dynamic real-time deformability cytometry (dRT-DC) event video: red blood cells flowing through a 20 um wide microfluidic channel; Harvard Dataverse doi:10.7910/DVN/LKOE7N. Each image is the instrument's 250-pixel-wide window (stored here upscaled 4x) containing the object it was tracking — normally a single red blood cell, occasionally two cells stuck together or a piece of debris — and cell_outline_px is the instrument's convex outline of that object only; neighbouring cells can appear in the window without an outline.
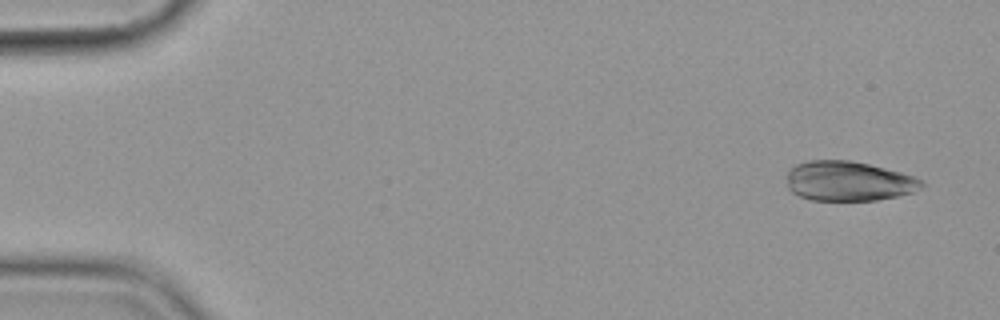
{"species": "common noctule bat (a hibernating species)", "species_latin": "Nyctalus noctula", "temperature_condition": "cold", "stored_images_in_passage": 5, "camera_frame_rate_fps": 3000, "um_per_image_px": 0.085, "animal": {"sex": "female", "body_mass_g": 19.9}, "frame": {"image": 1, "passage_image": 1, "time_ms": 0.0, "image_size_px": [1000, 320], "cell_outline_px": [[924, 184], [920, 188], [912, 192], [896, 196], [876, 200], [808, 200], [792, 192], [788, 188], [788, 172], [796, 164], [808, 160], [852, 160], [900, 172], [912, 176], [920, 180]], "centroid_in_image_um": [72.09, 15.39], "position_along_channel_um": 12.9, "area_um2": 30.98}}
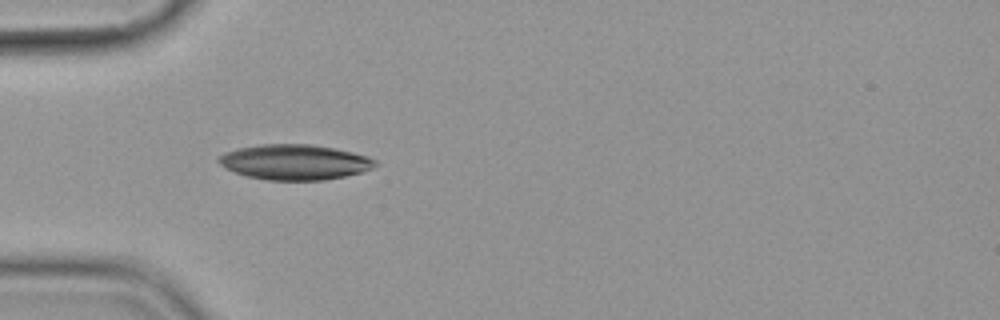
{"frame": {"image": 2, "passage_image": 4, "time_ms": 4.667, "image_size_px": [1000, 320], "cell_outline_px": [[376, 164], [372, 168], [360, 172], [344, 176], [324, 180], [268, 180], [248, 176], [224, 168], [216, 160], [216, 156], [224, 152], [236, 148], [260, 144], [312, 144], [336, 148], [368, 156], [376, 160]], "centroid_in_image_um": [25.0, 13.76], "position_along_channel_um": 60.0, "area_um2": 32.31}}
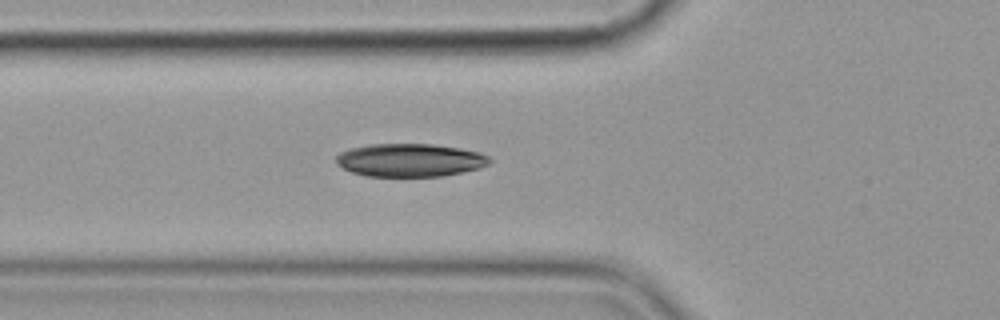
{"frame": {"image": 3, "passage_image": 5, "time_ms": 5.667, "image_size_px": [1000, 320], "cell_outline_px": [[492, 160], [488, 164], [480, 168], [464, 172], [440, 176], [368, 176], [352, 172], [336, 164], [336, 156], [340, 152], [348, 148], [368, 144], [432, 144], [460, 148], [480, 152], [488, 156]], "centroid_in_image_um": [34.85, 13.6], "position_along_channel_um": 91.0, "area_um2": 29.71}}